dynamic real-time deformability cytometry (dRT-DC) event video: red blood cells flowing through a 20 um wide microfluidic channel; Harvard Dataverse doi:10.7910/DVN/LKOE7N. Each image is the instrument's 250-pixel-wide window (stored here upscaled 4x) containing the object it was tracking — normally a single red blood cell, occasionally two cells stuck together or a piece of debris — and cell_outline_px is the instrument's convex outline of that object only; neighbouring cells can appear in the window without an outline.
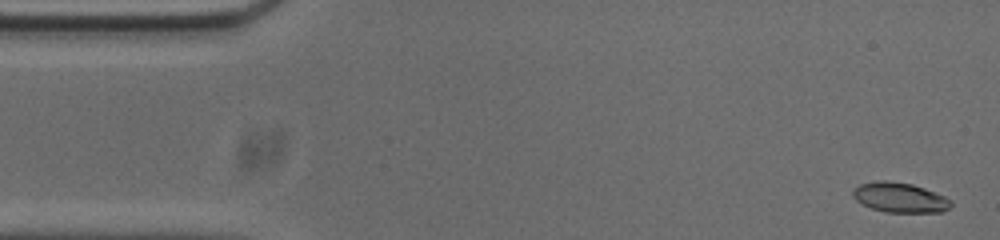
{"species": "common noctule bat (a hibernating species)", "species_latin": "Nyctalus noctula", "temperature_condition": "cold", "stored_images_in_passage": 2, "camera_frame_rate_fps": 3000, "um_per_image_px": 0.085, "animal": {"sex": "male", "body_mass_g": 20.0, "forearm_length_mm": 53.3}, "frame": {"image": 1, "passage_image": 2, "time_ms": 0.333, "image_size_px": [1000, 240], "cell_outline_px": [[952, 204], [944, 212], [884, 212], [860, 204], [852, 196], [852, 192], [860, 184], [876, 180], [888, 180], [912, 184], [924, 188], [944, 196], [952, 200]], "centroid_in_image_um": [76.47, 16.79], "position_along_channel_um": 8.5, "area_um2": 17.17}}